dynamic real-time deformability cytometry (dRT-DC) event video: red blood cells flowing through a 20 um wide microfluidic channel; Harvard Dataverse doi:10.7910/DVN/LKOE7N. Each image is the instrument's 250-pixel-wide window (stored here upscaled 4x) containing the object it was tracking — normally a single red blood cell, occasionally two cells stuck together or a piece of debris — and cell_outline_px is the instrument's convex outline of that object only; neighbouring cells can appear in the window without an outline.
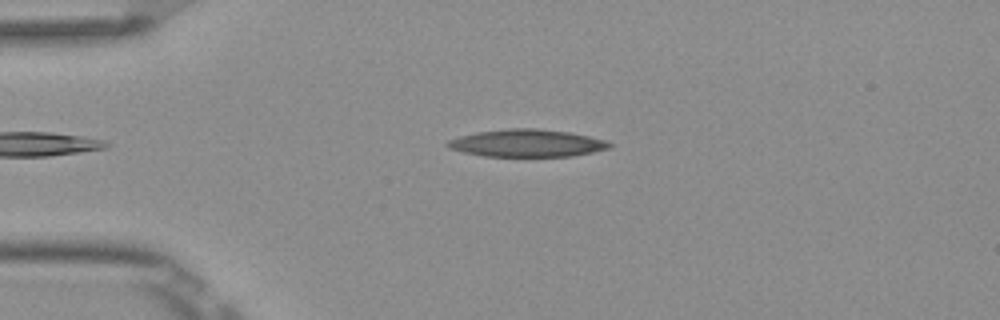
{"species": "Egyptian fruit bat (a non-hibernating species)", "species_latin": "Rousettus aegyptiacus", "temperature_condition": "room temperature", "stored_images_in_passage": 6, "camera_frame_rate_fps": 3000, "um_per_image_px": 0.085, "frame": {"image": 1, "passage_image": 3, "time_ms": 0.667, "image_size_px": [1000, 320], "cell_outline_px": [[612, 144], [608, 148], [592, 152], [572, 156], [484, 156], [464, 152], [448, 148], [444, 144], [448, 140], [460, 136], [476, 132], [508, 128], [536, 128], [568, 132], [588, 136], [604, 140]], "centroid_in_image_um": [44.74, 12.16], "position_along_channel_um": 40.3, "area_um2": 25.72}}
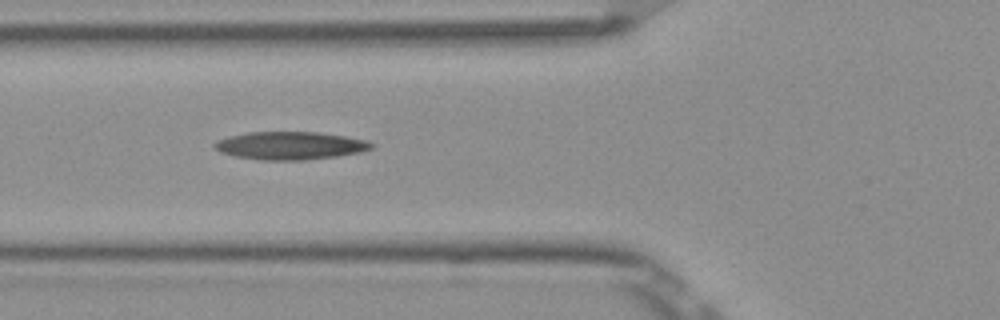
{"frame": {"image": 2, "passage_image": 5, "time_ms": 1.333, "image_size_px": [1000, 320], "cell_outline_px": [[376, 144], [372, 148], [360, 152], [336, 156], [304, 160], [260, 160], [236, 156], [220, 152], [212, 144], [216, 140], [228, 136], [248, 132], [320, 132], [368, 140]], "centroid_in_image_um": [24.67, 12.37], "position_along_channel_um": 101.1, "area_um2": 25.61}}
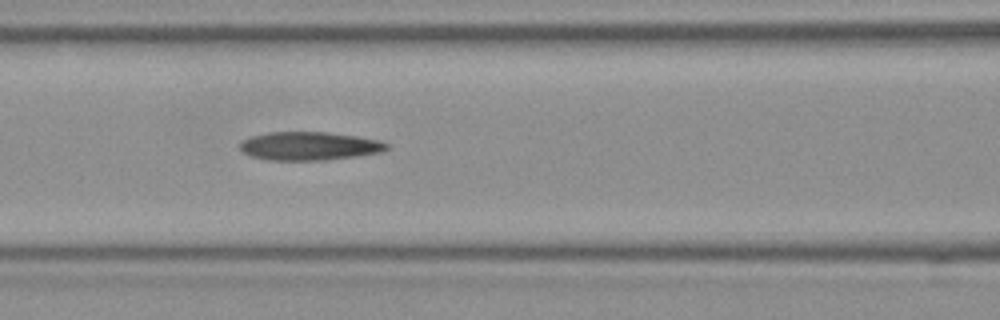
{"frame": {"image": 3, "passage_image": 6, "time_ms": 1.667, "image_size_px": [1000, 320], "cell_outline_px": [[388, 148], [380, 152], [356, 156], [324, 160], [268, 160], [252, 156], [244, 152], [240, 148], [240, 140], [252, 136], [268, 132], [328, 132], [356, 136], [380, 140], [388, 144]], "centroid_in_image_um": [26.27, 12.4], "position_along_channel_um": 140.3, "area_um2": 24.22}}